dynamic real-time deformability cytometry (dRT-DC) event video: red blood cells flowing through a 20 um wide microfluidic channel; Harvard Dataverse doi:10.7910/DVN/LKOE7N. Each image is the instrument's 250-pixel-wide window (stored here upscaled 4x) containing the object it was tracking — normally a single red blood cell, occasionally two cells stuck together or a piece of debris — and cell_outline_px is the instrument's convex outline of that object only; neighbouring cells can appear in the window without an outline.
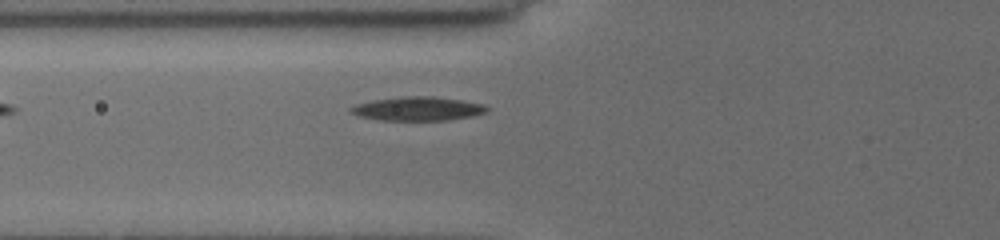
{"species": "common noctule bat (a hibernating species)", "species_latin": "Nyctalus noctula", "temperature_condition": "cold", "stored_images_in_passage": 5, "camera_frame_rate_fps": 3000, "um_per_image_px": 0.085, "animal": {"sex": "female", "body_mass_g": 19.5, "forearm_length_mm": 54.1}, "frame": {"image": 1, "passage_image": 5, "time_ms": 3.667, "image_size_px": [1000, 240], "cell_outline_px": [[488, 112], [472, 116], [448, 120], [380, 120], [360, 116], [348, 112], [348, 108], [356, 104], [372, 100], [404, 96], [432, 96], [460, 100], [484, 104], [488, 108]], "centroid_in_image_um": [35.49, 9.24], "position_along_channel_um": 90.3, "area_um2": 18.96}}